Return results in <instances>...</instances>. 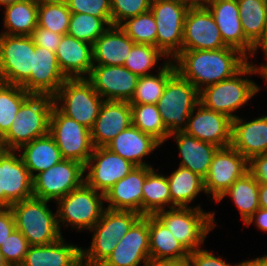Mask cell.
Returning a JSON list of instances; mask_svg holds the SVG:
<instances>
[{"instance_id":"7c38bea8","label":"cell","mask_w":267,"mask_h":266,"mask_svg":"<svg viewBox=\"0 0 267 266\" xmlns=\"http://www.w3.org/2000/svg\"><path fill=\"white\" fill-rule=\"evenodd\" d=\"M84 165L78 161L63 159L33 179V197L57 201L84 182Z\"/></svg>"},{"instance_id":"8992f818","label":"cell","mask_w":267,"mask_h":266,"mask_svg":"<svg viewBox=\"0 0 267 266\" xmlns=\"http://www.w3.org/2000/svg\"><path fill=\"white\" fill-rule=\"evenodd\" d=\"M105 195L89 187L85 182L66 196L58 199L57 222L61 225L89 231L102 217ZM66 225H65V224Z\"/></svg>"},{"instance_id":"5b68a950","label":"cell","mask_w":267,"mask_h":266,"mask_svg":"<svg viewBox=\"0 0 267 266\" xmlns=\"http://www.w3.org/2000/svg\"><path fill=\"white\" fill-rule=\"evenodd\" d=\"M214 214L215 212H205L198 205L169 208L159 211L155 216L190 253L200 249L208 233L215 228Z\"/></svg>"},{"instance_id":"6f0895ef","label":"cell","mask_w":267,"mask_h":266,"mask_svg":"<svg viewBox=\"0 0 267 266\" xmlns=\"http://www.w3.org/2000/svg\"><path fill=\"white\" fill-rule=\"evenodd\" d=\"M189 8L206 7L210 0H177Z\"/></svg>"},{"instance_id":"484cf974","label":"cell","mask_w":267,"mask_h":266,"mask_svg":"<svg viewBox=\"0 0 267 266\" xmlns=\"http://www.w3.org/2000/svg\"><path fill=\"white\" fill-rule=\"evenodd\" d=\"M160 145L152 136L131 125L111 140L106 148L135 166H151L143 158L155 151Z\"/></svg>"},{"instance_id":"7402d4cb","label":"cell","mask_w":267,"mask_h":266,"mask_svg":"<svg viewBox=\"0 0 267 266\" xmlns=\"http://www.w3.org/2000/svg\"><path fill=\"white\" fill-rule=\"evenodd\" d=\"M132 125V110L127 101H106L90 129L94 148L106 147L121 131Z\"/></svg>"},{"instance_id":"60d3db41","label":"cell","mask_w":267,"mask_h":266,"mask_svg":"<svg viewBox=\"0 0 267 266\" xmlns=\"http://www.w3.org/2000/svg\"><path fill=\"white\" fill-rule=\"evenodd\" d=\"M142 215L130 210L106 208L100 220L90 229L94 233L111 234L118 241Z\"/></svg>"},{"instance_id":"ffe728a7","label":"cell","mask_w":267,"mask_h":266,"mask_svg":"<svg viewBox=\"0 0 267 266\" xmlns=\"http://www.w3.org/2000/svg\"><path fill=\"white\" fill-rule=\"evenodd\" d=\"M56 54L43 47H35L33 70L30 78L21 86L26 92L53 97L66 81Z\"/></svg>"},{"instance_id":"816d5d0a","label":"cell","mask_w":267,"mask_h":266,"mask_svg":"<svg viewBox=\"0 0 267 266\" xmlns=\"http://www.w3.org/2000/svg\"><path fill=\"white\" fill-rule=\"evenodd\" d=\"M248 171L258 183L267 184V154L253 156L248 161Z\"/></svg>"},{"instance_id":"6125c7cd","label":"cell","mask_w":267,"mask_h":266,"mask_svg":"<svg viewBox=\"0 0 267 266\" xmlns=\"http://www.w3.org/2000/svg\"><path fill=\"white\" fill-rule=\"evenodd\" d=\"M16 1H18V0H0V6L4 5V7H5V6L10 5Z\"/></svg>"},{"instance_id":"d6a6232c","label":"cell","mask_w":267,"mask_h":266,"mask_svg":"<svg viewBox=\"0 0 267 266\" xmlns=\"http://www.w3.org/2000/svg\"><path fill=\"white\" fill-rule=\"evenodd\" d=\"M171 195V208L190 207L202 191L206 194L204 179L191 170L179 166L167 176ZM189 205V206H188Z\"/></svg>"},{"instance_id":"680465c9","label":"cell","mask_w":267,"mask_h":266,"mask_svg":"<svg viewBox=\"0 0 267 266\" xmlns=\"http://www.w3.org/2000/svg\"><path fill=\"white\" fill-rule=\"evenodd\" d=\"M243 266H267V255L243 261Z\"/></svg>"},{"instance_id":"d590c367","label":"cell","mask_w":267,"mask_h":266,"mask_svg":"<svg viewBox=\"0 0 267 266\" xmlns=\"http://www.w3.org/2000/svg\"><path fill=\"white\" fill-rule=\"evenodd\" d=\"M142 191V216L155 215L171 208L167 176L156 173L154 168L147 174Z\"/></svg>"},{"instance_id":"ac0fdd59","label":"cell","mask_w":267,"mask_h":266,"mask_svg":"<svg viewBox=\"0 0 267 266\" xmlns=\"http://www.w3.org/2000/svg\"><path fill=\"white\" fill-rule=\"evenodd\" d=\"M228 47L207 7L189 8L183 29L182 50H216Z\"/></svg>"},{"instance_id":"db71d44e","label":"cell","mask_w":267,"mask_h":266,"mask_svg":"<svg viewBox=\"0 0 267 266\" xmlns=\"http://www.w3.org/2000/svg\"><path fill=\"white\" fill-rule=\"evenodd\" d=\"M255 223L258 229L267 232V210L263 208L257 209L254 214L244 223L246 226Z\"/></svg>"},{"instance_id":"d4e9b609","label":"cell","mask_w":267,"mask_h":266,"mask_svg":"<svg viewBox=\"0 0 267 266\" xmlns=\"http://www.w3.org/2000/svg\"><path fill=\"white\" fill-rule=\"evenodd\" d=\"M231 146L248 161L267 154V115L251 121L237 116L232 120Z\"/></svg>"},{"instance_id":"e575fe53","label":"cell","mask_w":267,"mask_h":266,"mask_svg":"<svg viewBox=\"0 0 267 266\" xmlns=\"http://www.w3.org/2000/svg\"><path fill=\"white\" fill-rule=\"evenodd\" d=\"M157 75L139 76L135 92L129 104H157L168 79L176 72L173 61L167 60L159 66Z\"/></svg>"},{"instance_id":"9c48e42d","label":"cell","mask_w":267,"mask_h":266,"mask_svg":"<svg viewBox=\"0 0 267 266\" xmlns=\"http://www.w3.org/2000/svg\"><path fill=\"white\" fill-rule=\"evenodd\" d=\"M49 135L60 149L63 159L86 165L94 149L89 128L64 115L54 105L50 115Z\"/></svg>"},{"instance_id":"6da1fadb","label":"cell","mask_w":267,"mask_h":266,"mask_svg":"<svg viewBox=\"0 0 267 266\" xmlns=\"http://www.w3.org/2000/svg\"><path fill=\"white\" fill-rule=\"evenodd\" d=\"M239 50L224 47L216 50H182L172 61L176 71L198 91L229 79L248 62Z\"/></svg>"},{"instance_id":"ba28073f","label":"cell","mask_w":267,"mask_h":266,"mask_svg":"<svg viewBox=\"0 0 267 266\" xmlns=\"http://www.w3.org/2000/svg\"><path fill=\"white\" fill-rule=\"evenodd\" d=\"M54 105L66 116L91 129L104 99L87 78H67L53 96Z\"/></svg>"},{"instance_id":"be15d7a7","label":"cell","mask_w":267,"mask_h":266,"mask_svg":"<svg viewBox=\"0 0 267 266\" xmlns=\"http://www.w3.org/2000/svg\"><path fill=\"white\" fill-rule=\"evenodd\" d=\"M0 266H9L8 263L5 261L1 251H0Z\"/></svg>"},{"instance_id":"277c9868","label":"cell","mask_w":267,"mask_h":266,"mask_svg":"<svg viewBox=\"0 0 267 266\" xmlns=\"http://www.w3.org/2000/svg\"><path fill=\"white\" fill-rule=\"evenodd\" d=\"M50 201L35 197L11 205L16 229L26 238L30 246L49 245L58 241L61 231L57 213L47 205Z\"/></svg>"},{"instance_id":"e7e4bbea","label":"cell","mask_w":267,"mask_h":266,"mask_svg":"<svg viewBox=\"0 0 267 266\" xmlns=\"http://www.w3.org/2000/svg\"><path fill=\"white\" fill-rule=\"evenodd\" d=\"M2 150H3V146H2V144L0 142V153H1Z\"/></svg>"},{"instance_id":"9f6ffc18","label":"cell","mask_w":267,"mask_h":266,"mask_svg":"<svg viewBox=\"0 0 267 266\" xmlns=\"http://www.w3.org/2000/svg\"><path fill=\"white\" fill-rule=\"evenodd\" d=\"M258 199L260 208L267 210V184L259 183Z\"/></svg>"},{"instance_id":"681fc988","label":"cell","mask_w":267,"mask_h":266,"mask_svg":"<svg viewBox=\"0 0 267 266\" xmlns=\"http://www.w3.org/2000/svg\"><path fill=\"white\" fill-rule=\"evenodd\" d=\"M188 262L190 266H243V262L231 265L213 252L201 248L189 253Z\"/></svg>"},{"instance_id":"4fadbf2b","label":"cell","mask_w":267,"mask_h":266,"mask_svg":"<svg viewBox=\"0 0 267 266\" xmlns=\"http://www.w3.org/2000/svg\"><path fill=\"white\" fill-rule=\"evenodd\" d=\"M33 197V181L16 150L3 149L0 153V207Z\"/></svg>"},{"instance_id":"603a6c76","label":"cell","mask_w":267,"mask_h":266,"mask_svg":"<svg viewBox=\"0 0 267 266\" xmlns=\"http://www.w3.org/2000/svg\"><path fill=\"white\" fill-rule=\"evenodd\" d=\"M152 166H135L124 178L116 182L104 195L106 208L130 210L142 215V186Z\"/></svg>"},{"instance_id":"ee69618b","label":"cell","mask_w":267,"mask_h":266,"mask_svg":"<svg viewBox=\"0 0 267 266\" xmlns=\"http://www.w3.org/2000/svg\"><path fill=\"white\" fill-rule=\"evenodd\" d=\"M162 57L168 58L156 47L147 44H134L124 65L132 73L138 76L150 75L158 60Z\"/></svg>"},{"instance_id":"f1b7e54d","label":"cell","mask_w":267,"mask_h":266,"mask_svg":"<svg viewBox=\"0 0 267 266\" xmlns=\"http://www.w3.org/2000/svg\"><path fill=\"white\" fill-rule=\"evenodd\" d=\"M134 44L119 26H110L93 44L94 65L123 66Z\"/></svg>"},{"instance_id":"836d02e7","label":"cell","mask_w":267,"mask_h":266,"mask_svg":"<svg viewBox=\"0 0 267 266\" xmlns=\"http://www.w3.org/2000/svg\"><path fill=\"white\" fill-rule=\"evenodd\" d=\"M259 183L248 171L242 177L238 178L217 200V203L225 197L232 198L234 204L241 213L245 223L254 212L260 208L258 199Z\"/></svg>"},{"instance_id":"f6af8a7d","label":"cell","mask_w":267,"mask_h":266,"mask_svg":"<svg viewBox=\"0 0 267 266\" xmlns=\"http://www.w3.org/2000/svg\"><path fill=\"white\" fill-rule=\"evenodd\" d=\"M117 244L118 240L111 234L93 233L90 248H81L82 266H100Z\"/></svg>"},{"instance_id":"e0dca14e","label":"cell","mask_w":267,"mask_h":266,"mask_svg":"<svg viewBox=\"0 0 267 266\" xmlns=\"http://www.w3.org/2000/svg\"><path fill=\"white\" fill-rule=\"evenodd\" d=\"M87 79L104 100L129 102L139 76L125 66L93 65Z\"/></svg>"},{"instance_id":"7dc6e473","label":"cell","mask_w":267,"mask_h":266,"mask_svg":"<svg viewBox=\"0 0 267 266\" xmlns=\"http://www.w3.org/2000/svg\"><path fill=\"white\" fill-rule=\"evenodd\" d=\"M152 0H110L113 26L150 10Z\"/></svg>"},{"instance_id":"d6986e66","label":"cell","mask_w":267,"mask_h":266,"mask_svg":"<svg viewBox=\"0 0 267 266\" xmlns=\"http://www.w3.org/2000/svg\"><path fill=\"white\" fill-rule=\"evenodd\" d=\"M231 131L232 119L204 107L201 103L191 112L184 130L186 134L219 148L231 145Z\"/></svg>"},{"instance_id":"7bdbcfd3","label":"cell","mask_w":267,"mask_h":266,"mask_svg":"<svg viewBox=\"0 0 267 266\" xmlns=\"http://www.w3.org/2000/svg\"><path fill=\"white\" fill-rule=\"evenodd\" d=\"M108 28L101 18L85 13H72L67 34L93 45Z\"/></svg>"},{"instance_id":"cb8c5ba5","label":"cell","mask_w":267,"mask_h":266,"mask_svg":"<svg viewBox=\"0 0 267 266\" xmlns=\"http://www.w3.org/2000/svg\"><path fill=\"white\" fill-rule=\"evenodd\" d=\"M55 54L66 78H87L94 65L93 45L68 34L62 36Z\"/></svg>"},{"instance_id":"9a60e30c","label":"cell","mask_w":267,"mask_h":266,"mask_svg":"<svg viewBox=\"0 0 267 266\" xmlns=\"http://www.w3.org/2000/svg\"><path fill=\"white\" fill-rule=\"evenodd\" d=\"M248 172V160L231 145L219 148L204 179L206 194L215 200L240 177ZM211 194V196H210Z\"/></svg>"},{"instance_id":"4316f807","label":"cell","mask_w":267,"mask_h":266,"mask_svg":"<svg viewBox=\"0 0 267 266\" xmlns=\"http://www.w3.org/2000/svg\"><path fill=\"white\" fill-rule=\"evenodd\" d=\"M81 248L63 237L49 245L29 246L20 266H82Z\"/></svg>"},{"instance_id":"f546056e","label":"cell","mask_w":267,"mask_h":266,"mask_svg":"<svg viewBox=\"0 0 267 266\" xmlns=\"http://www.w3.org/2000/svg\"><path fill=\"white\" fill-rule=\"evenodd\" d=\"M149 251L150 260L158 262L186 261L189 256V252L155 215H149Z\"/></svg>"},{"instance_id":"8fae6325","label":"cell","mask_w":267,"mask_h":266,"mask_svg":"<svg viewBox=\"0 0 267 266\" xmlns=\"http://www.w3.org/2000/svg\"><path fill=\"white\" fill-rule=\"evenodd\" d=\"M35 47L31 36L0 33V81L22 86L33 70Z\"/></svg>"},{"instance_id":"f907efd6","label":"cell","mask_w":267,"mask_h":266,"mask_svg":"<svg viewBox=\"0 0 267 266\" xmlns=\"http://www.w3.org/2000/svg\"><path fill=\"white\" fill-rule=\"evenodd\" d=\"M30 36L33 39L35 46L43 47L56 53L63 35L37 26Z\"/></svg>"},{"instance_id":"f5cc1de1","label":"cell","mask_w":267,"mask_h":266,"mask_svg":"<svg viewBox=\"0 0 267 266\" xmlns=\"http://www.w3.org/2000/svg\"><path fill=\"white\" fill-rule=\"evenodd\" d=\"M15 229V218L11 208L0 207V246Z\"/></svg>"},{"instance_id":"4dcf8cb0","label":"cell","mask_w":267,"mask_h":266,"mask_svg":"<svg viewBox=\"0 0 267 266\" xmlns=\"http://www.w3.org/2000/svg\"><path fill=\"white\" fill-rule=\"evenodd\" d=\"M17 151L23 152L19 154L32 179L63 160L60 149L49 134L24 144Z\"/></svg>"},{"instance_id":"f35d334b","label":"cell","mask_w":267,"mask_h":266,"mask_svg":"<svg viewBox=\"0 0 267 266\" xmlns=\"http://www.w3.org/2000/svg\"><path fill=\"white\" fill-rule=\"evenodd\" d=\"M71 12L65 0H38V26L65 35Z\"/></svg>"},{"instance_id":"44dd1931","label":"cell","mask_w":267,"mask_h":266,"mask_svg":"<svg viewBox=\"0 0 267 266\" xmlns=\"http://www.w3.org/2000/svg\"><path fill=\"white\" fill-rule=\"evenodd\" d=\"M206 7L211 12L224 43L239 50L247 58L253 57L254 46L243 33L237 0H210Z\"/></svg>"},{"instance_id":"30bf717a","label":"cell","mask_w":267,"mask_h":266,"mask_svg":"<svg viewBox=\"0 0 267 266\" xmlns=\"http://www.w3.org/2000/svg\"><path fill=\"white\" fill-rule=\"evenodd\" d=\"M189 7L177 0H152L150 11L157 25L156 48L168 59L182 51L184 22Z\"/></svg>"},{"instance_id":"b9f144b4","label":"cell","mask_w":267,"mask_h":266,"mask_svg":"<svg viewBox=\"0 0 267 266\" xmlns=\"http://www.w3.org/2000/svg\"><path fill=\"white\" fill-rule=\"evenodd\" d=\"M119 27L136 43L156 47L157 25L149 10L122 22Z\"/></svg>"},{"instance_id":"94428289","label":"cell","mask_w":267,"mask_h":266,"mask_svg":"<svg viewBox=\"0 0 267 266\" xmlns=\"http://www.w3.org/2000/svg\"><path fill=\"white\" fill-rule=\"evenodd\" d=\"M267 60V58H265ZM261 66L260 68V75L262 76V78H264V80L267 83V63L266 64H260Z\"/></svg>"},{"instance_id":"8d00e7d4","label":"cell","mask_w":267,"mask_h":266,"mask_svg":"<svg viewBox=\"0 0 267 266\" xmlns=\"http://www.w3.org/2000/svg\"><path fill=\"white\" fill-rule=\"evenodd\" d=\"M245 38L255 46L262 38L267 18V0H237Z\"/></svg>"},{"instance_id":"1f68e13d","label":"cell","mask_w":267,"mask_h":266,"mask_svg":"<svg viewBox=\"0 0 267 266\" xmlns=\"http://www.w3.org/2000/svg\"><path fill=\"white\" fill-rule=\"evenodd\" d=\"M1 32L8 35L30 36L38 26V0H18L4 7Z\"/></svg>"},{"instance_id":"ab89813d","label":"cell","mask_w":267,"mask_h":266,"mask_svg":"<svg viewBox=\"0 0 267 266\" xmlns=\"http://www.w3.org/2000/svg\"><path fill=\"white\" fill-rule=\"evenodd\" d=\"M30 95L21 86L0 81V139L8 132L21 104Z\"/></svg>"},{"instance_id":"c3c4849f","label":"cell","mask_w":267,"mask_h":266,"mask_svg":"<svg viewBox=\"0 0 267 266\" xmlns=\"http://www.w3.org/2000/svg\"><path fill=\"white\" fill-rule=\"evenodd\" d=\"M71 13H85L101 18L112 26L110 0H65Z\"/></svg>"},{"instance_id":"52a82bcc","label":"cell","mask_w":267,"mask_h":266,"mask_svg":"<svg viewBox=\"0 0 267 266\" xmlns=\"http://www.w3.org/2000/svg\"><path fill=\"white\" fill-rule=\"evenodd\" d=\"M199 103V91L176 71L168 79L157 102L163 124L169 134L186 129L188 118Z\"/></svg>"},{"instance_id":"83f0119b","label":"cell","mask_w":267,"mask_h":266,"mask_svg":"<svg viewBox=\"0 0 267 266\" xmlns=\"http://www.w3.org/2000/svg\"><path fill=\"white\" fill-rule=\"evenodd\" d=\"M171 136L176 140L182 159L179 166L187 168L205 179L219 147L190 136L184 131L170 134L169 138Z\"/></svg>"},{"instance_id":"91938a15","label":"cell","mask_w":267,"mask_h":266,"mask_svg":"<svg viewBox=\"0 0 267 266\" xmlns=\"http://www.w3.org/2000/svg\"><path fill=\"white\" fill-rule=\"evenodd\" d=\"M147 266H190L188 260L179 262H158L150 261Z\"/></svg>"},{"instance_id":"3957f363","label":"cell","mask_w":267,"mask_h":266,"mask_svg":"<svg viewBox=\"0 0 267 266\" xmlns=\"http://www.w3.org/2000/svg\"><path fill=\"white\" fill-rule=\"evenodd\" d=\"M54 99L31 94L20 106L8 132L0 139L5 150H18L26 143L49 134Z\"/></svg>"},{"instance_id":"bcb514c9","label":"cell","mask_w":267,"mask_h":266,"mask_svg":"<svg viewBox=\"0 0 267 266\" xmlns=\"http://www.w3.org/2000/svg\"><path fill=\"white\" fill-rule=\"evenodd\" d=\"M29 246L23 234L15 229L1 244L0 251L9 266H20L25 259Z\"/></svg>"},{"instance_id":"11a10c76","label":"cell","mask_w":267,"mask_h":266,"mask_svg":"<svg viewBox=\"0 0 267 266\" xmlns=\"http://www.w3.org/2000/svg\"><path fill=\"white\" fill-rule=\"evenodd\" d=\"M261 48L263 51L265 58H267V18H266V25H265V30L264 34L261 38V40L253 47V56H255V52Z\"/></svg>"},{"instance_id":"2e32d148","label":"cell","mask_w":267,"mask_h":266,"mask_svg":"<svg viewBox=\"0 0 267 266\" xmlns=\"http://www.w3.org/2000/svg\"><path fill=\"white\" fill-rule=\"evenodd\" d=\"M149 215L141 216L118 241L117 246L100 266H147L150 263Z\"/></svg>"},{"instance_id":"7a4b0ae2","label":"cell","mask_w":267,"mask_h":266,"mask_svg":"<svg viewBox=\"0 0 267 266\" xmlns=\"http://www.w3.org/2000/svg\"><path fill=\"white\" fill-rule=\"evenodd\" d=\"M248 74L260 75L259 66L248 62L233 77L203 88L199 91L200 103L210 110L225 114L232 120L235 119L237 115L233 114L234 111L248 103L260 89L248 78Z\"/></svg>"},{"instance_id":"5bb4252c","label":"cell","mask_w":267,"mask_h":266,"mask_svg":"<svg viewBox=\"0 0 267 266\" xmlns=\"http://www.w3.org/2000/svg\"><path fill=\"white\" fill-rule=\"evenodd\" d=\"M134 164L113 153L106 147H96L84 166L85 183L105 194L116 182L128 175Z\"/></svg>"},{"instance_id":"74e56055","label":"cell","mask_w":267,"mask_h":266,"mask_svg":"<svg viewBox=\"0 0 267 266\" xmlns=\"http://www.w3.org/2000/svg\"><path fill=\"white\" fill-rule=\"evenodd\" d=\"M132 125L152 136L161 145L169 138V131L163 124L157 104H130Z\"/></svg>"}]
</instances>
